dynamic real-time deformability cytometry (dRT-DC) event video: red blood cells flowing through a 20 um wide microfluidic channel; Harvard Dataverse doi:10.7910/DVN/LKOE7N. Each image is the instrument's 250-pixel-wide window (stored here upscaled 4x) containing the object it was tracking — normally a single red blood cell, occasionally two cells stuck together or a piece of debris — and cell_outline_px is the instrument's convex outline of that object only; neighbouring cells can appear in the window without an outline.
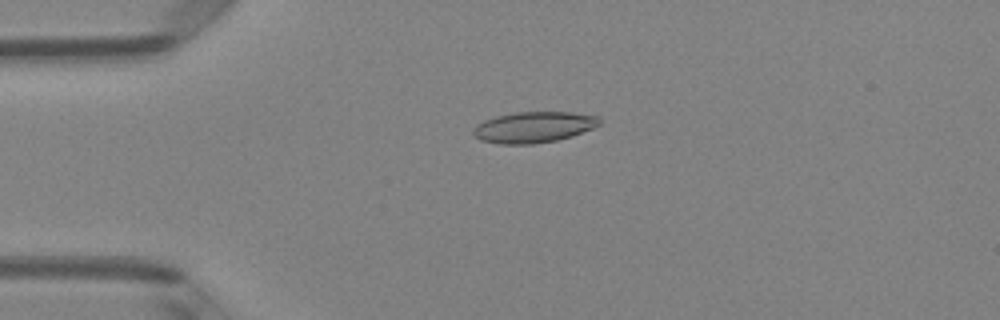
{"species": "Egyptian fruit bat (a non-hibernating species)", "species_latin": "Rousettus aegyptiacus", "temperature_condition": "room temperature", "stored_images_in_passage": 5, "camera_frame_rate_fps": 3000, "um_per_image_px": 0.085, "animal": {"sex": "female"}, "frame": {"image": 1, "passage_image": 4, "time_ms": 1.0, "image_size_px": [1000, 320], "cell_outline_px": [[600, 124], [592, 128], [572, 136], [556, 140], [532, 144], [500, 144], [480, 140], [472, 132], [472, 128], [476, 124], [484, 120], [496, 116], [516, 112], [572, 112], [600, 116]], "centroid_in_image_um": [45.35, 10.8], "position_along_channel_um": 39.7, "area_um2": 22.83}}